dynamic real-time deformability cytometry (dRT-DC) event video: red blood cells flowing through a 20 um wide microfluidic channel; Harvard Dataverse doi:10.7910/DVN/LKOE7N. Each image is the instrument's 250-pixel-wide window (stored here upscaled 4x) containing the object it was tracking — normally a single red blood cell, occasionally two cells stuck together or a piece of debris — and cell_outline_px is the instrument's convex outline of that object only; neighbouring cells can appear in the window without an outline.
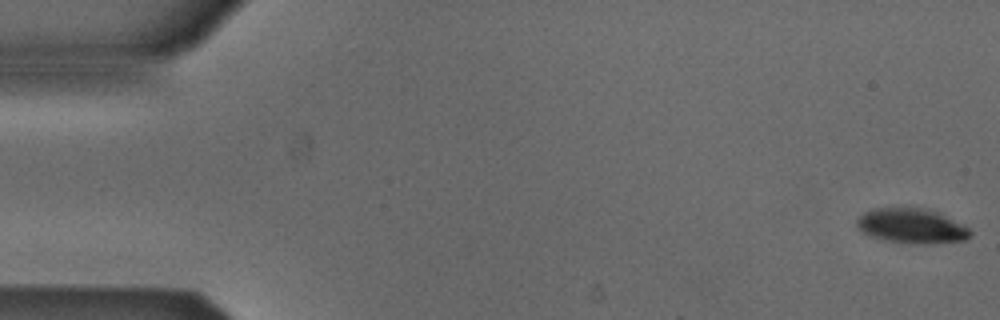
{"species": "Egyptian fruit bat (a non-hibernating species)", "species_latin": "Rousettus aegyptiacus", "temperature_condition": "cold", "stored_images_in_passage": 48, "camera_frame_rate_fps": 3000, "um_per_image_px": 0.085, "animal": {"sex": "male"}, "frame": {"image": 1, "passage_image": 1, "time_ms": 0.0, "image_size_px": [1000, 320], "cell_outline_px": [[972, 232], [964, 240], [884, 240], [872, 236], [864, 232], [856, 224], [856, 220], [864, 212], [872, 208], [928, 208], [940, 212], [964, 224]], "centroid_in_image_um": [77.46, 19.11], "position_along_channel_um": 7.5, "area_um2": 21.73}}
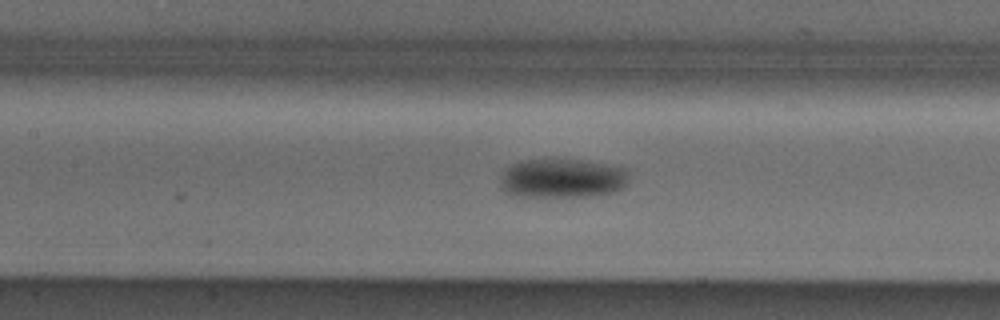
{"frame": {"image": 2, "passage_image": 24, "time_ms": 7.667, "image_size_px": [1000, 320], "cell_outline_px": [[628, 184], [624, 188], [616, 192], [592, 196], [512, 196], [504, 192], [500, 184], [500, 176], [504, 168], [520, 160], [548, 156], [580, 160], [624, 168], [628, 176]], "centroid_in_image_um": [47.73, 15.13], "position_along_channel_um": 159.7, "area_um2": 30.4}}
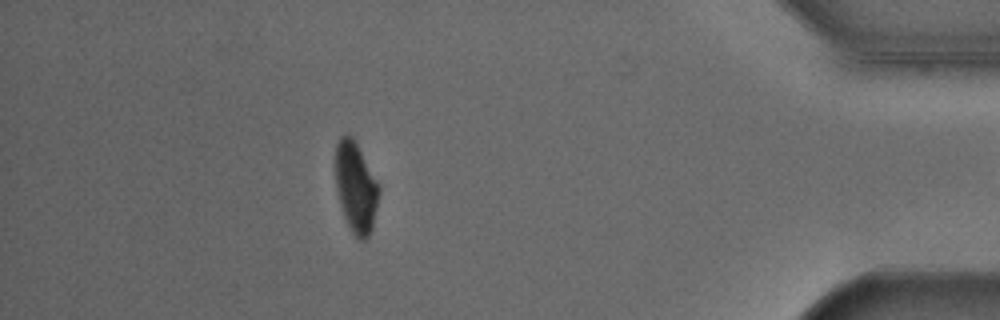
{"frame": {"image": 3, "passage_image": 47, "time_ms": 15.333, "image_size_px": [1000, 320], "cell_outline_px": [[380, 192], [372, 228], [368, 236], [364, 240], [356, 240], [344, 216], [340, 204], [336, 188], [336, 144], [340, 136], [348, 132], [356, 140], [380, 184]], "centroid_in_image_um": [30.26, 15.87], "position_along_channel_um": 404.9, "area_um2": 23.35}}